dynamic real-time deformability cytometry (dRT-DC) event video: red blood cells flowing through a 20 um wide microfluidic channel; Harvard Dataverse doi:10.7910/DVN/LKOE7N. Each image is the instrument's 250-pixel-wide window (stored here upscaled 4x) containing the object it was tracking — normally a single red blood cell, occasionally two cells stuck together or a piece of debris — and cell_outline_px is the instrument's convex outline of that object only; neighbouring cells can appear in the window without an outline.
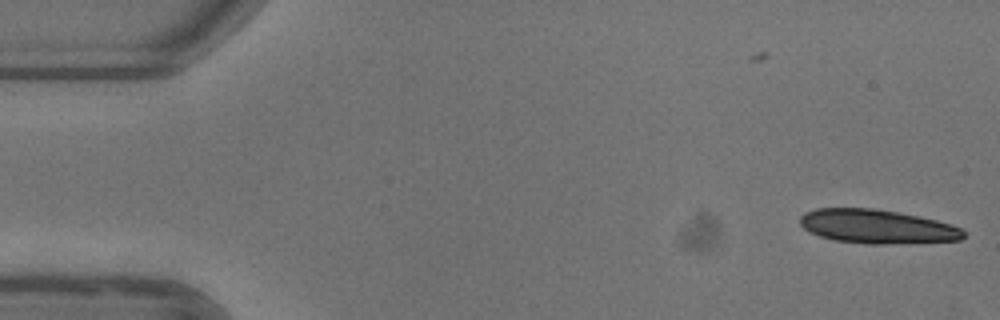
{"species": "common noctule bat (a hibernating species)", "species_latin": "Nyctalus noctula", "temperature_condition": "warm", "stored_images_in_passage": 15, "camera_frame_rate_fps": 3000, "um_per_image_px": 0.085, "animal": {"sex": "female"}, "frame": {"image": 1, "passage_image": 1, "time_ms": 0.0, "image_size_px": [1000, 320], "cell_outline_px": [[964, 236], [960, 240], [884, 244], [864, 244], [836, 240], [820, 236], [808, 232], [800, 224], [800, 216], [804, 212], [816, 208], [872, 208], [896, 212], [936, 220], [960, 228], [964, 232]], "centroid_in_image_um": [74.48, 19.25], "position_along_channel_um": 10.5, "area_um2": 32.08}}